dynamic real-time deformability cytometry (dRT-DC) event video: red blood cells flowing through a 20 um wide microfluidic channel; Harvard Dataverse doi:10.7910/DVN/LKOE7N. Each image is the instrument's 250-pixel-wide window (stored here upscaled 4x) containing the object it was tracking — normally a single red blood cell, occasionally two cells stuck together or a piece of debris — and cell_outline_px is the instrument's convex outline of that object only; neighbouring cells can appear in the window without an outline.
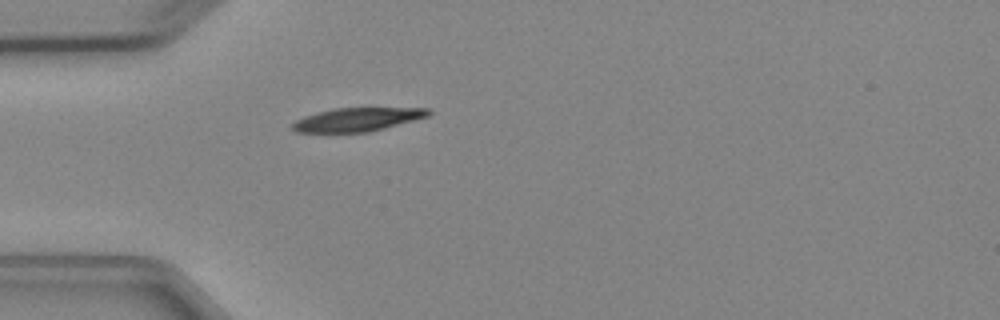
{"species": "Egyptian fruit bat (a non-hibernating species)", "species_latin": "Rousettus aegyptiacus", "temperature_condition": "cold", "stored_images_in_passage": 3, "camera_frame_rate_fps": 3000, "um_per_image_px": 0.085, "animal": {"sex": "female"}, "frame": {"image": 1, "passage_image": 3, "time_ms": 2.333, "image_size_px": [1000, 320], "cell_outline_px": [[432, 112], [428, 116], [384, 128], [368, 132], [296, 132], [288, 128], [288, 124], [304, 116], [316, 112], [332, 108], [432, 108]], "centroid_in_image_um": [30.29, 10.15], "position_along_channel_um": 54.7, "area_um2": 18.79}}